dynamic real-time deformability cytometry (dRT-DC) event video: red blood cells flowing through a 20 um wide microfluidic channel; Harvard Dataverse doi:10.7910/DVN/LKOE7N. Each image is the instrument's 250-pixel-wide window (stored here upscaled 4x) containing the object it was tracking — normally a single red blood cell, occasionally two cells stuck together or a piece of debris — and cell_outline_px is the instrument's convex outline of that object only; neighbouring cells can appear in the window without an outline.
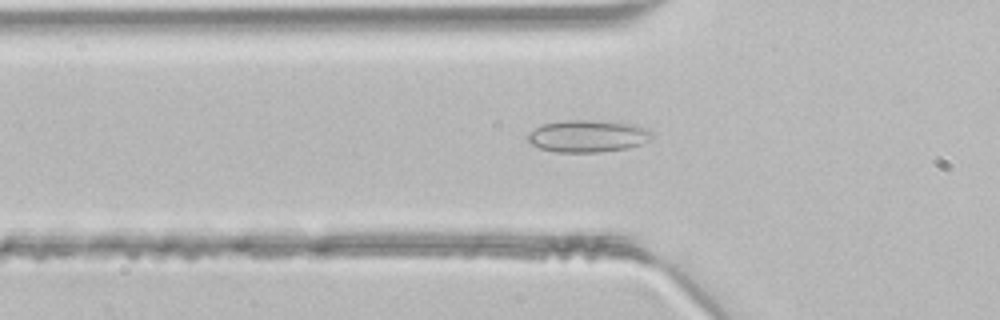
{"species": "common noctule bat (a hibernating species)", "species_latin": "Nyctalus noctula", "temperature_condition": "room temperature", "stored_images_in_passage": 33, "camera_frame_rate_fps": 3000, "um_per_image_px": 0.085, "animal": {"sex": "male", "body_mass_g": 21.5, "forearm_length_mm": 52.0}, "frame": {"image": 1, "passage_image": 2, "time_ms": 0.333, "image_size_px": [1000, 320], "cell_outline_px": [[656, 132], [652, 136], [640, 144], [628, 148], [600, 152], [556, 152], [540, 148], [532, 144], [528, 140], [528, 132], [540, 124], [560, 120], [592, 120], [636, 124]], "centroid_in_image_um": [49.95, 11.55], "position_along_channel_um": 75.9, "area_um2": 23.47}}
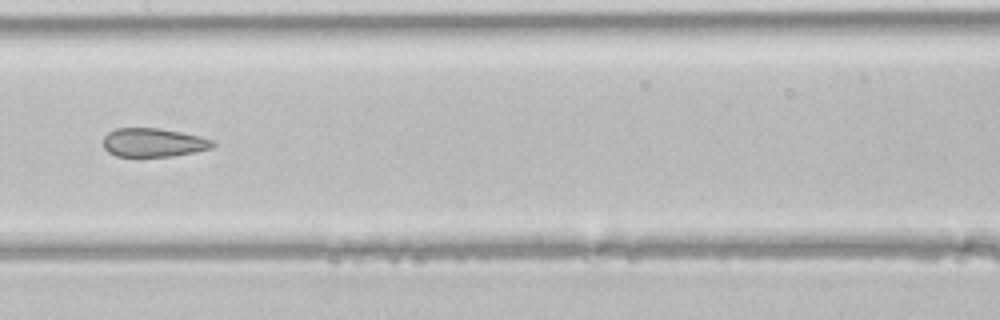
{"frame": {"image": 2, "passage_image": 10, "time_ms": 3.0, "image_size_px": [1000, 320], "cell_outline_px": [[216, 144], [212, 148], [172, 156], [116, 156], [108, 152], [104, 148], [104, 136], [108, 132], [116, 128], [160, 128], [200, 136], [212, 140]], "centroid_in_image_um": [13.03, 12.11], "position_along_channel_um": 194.4, "area_um2": 18.21}}
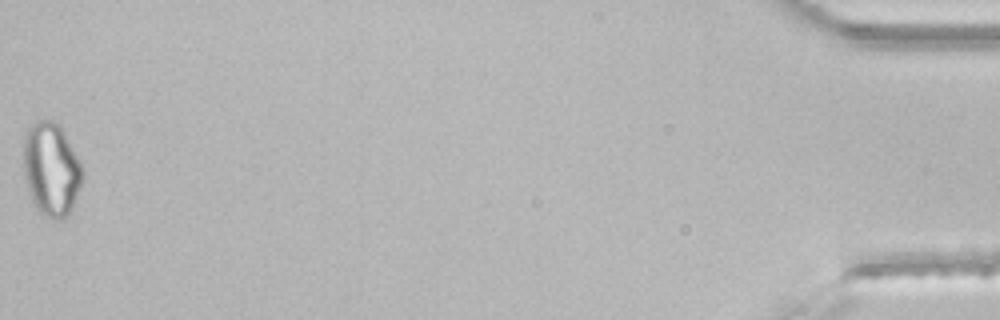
{"frame": {"image": 3, "passage_image": 33, "time_ms": 10.667, "image_size_px": [1000, 320], "cell_outline_px": [[84, 180], [72, 208], [60, 220], [56, 220], [40, 212], [36, 208], [32, 200], [24, 176], [24, 136], [28, 124], [36, 120], [52, 120], [64, 132], [84, 172]], "centroid_in_image_um": [4.35, 14.37], "position_along_channel_um": 430.9, "area_um2": 31.96}}